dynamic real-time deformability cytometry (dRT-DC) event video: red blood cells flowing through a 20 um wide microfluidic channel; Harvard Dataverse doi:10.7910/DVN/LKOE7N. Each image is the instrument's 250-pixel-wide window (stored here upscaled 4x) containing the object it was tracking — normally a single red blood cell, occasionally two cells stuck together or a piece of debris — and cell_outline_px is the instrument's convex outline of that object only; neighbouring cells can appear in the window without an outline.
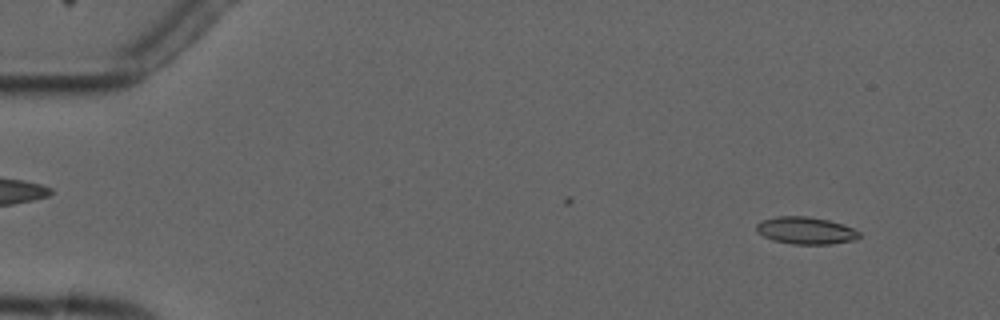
{"species": "common noctule bat (a hibernating species)", "species_latin": "Nyctalus noctula", "temperature_condition": "cold", "stored_images_in_passage": 5, "camera_frame_rate_fps": 3000, "um_per_image_px": 0.085, "animal": {"sex": "male", "forearm_length_mm": 52.5}, "frame": {"image": 1, "passage_image": 1, "time_ms": 0.0, "image_size_px": [1000, 320], "cell_outline_px": [[860, 236], [856, 240], [832, 244], [792, 244], [772, 240], [756, 232], [756, 224], [760, 220], [776, 216], [808, 216], [828, 220], [844, 224], [860, 232]], "centroid_in_image_um": [68.48, 19.59], "position_along_channel_um": 16.5, "area_um2": 16.53}}
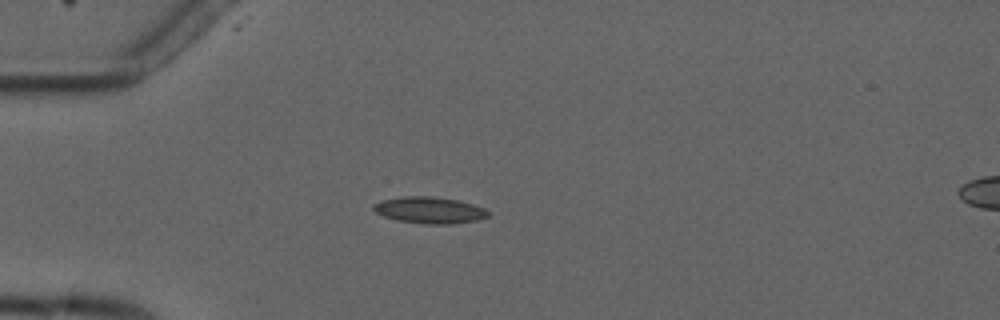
{"frame": {"image": 2, "passage_image": 3, "time_ms": 3.333, "image_size_px": [1000, 320], "cell_outline_px": [[488, 216], [476, 220], [452, 224], [428, 224], [396, 220], [384, 216], [376, 212], [372, 208], [372, 204], [384, 200], [404, 196], [432, 196], [460, 200], [484, 208], [488, 212]], "centroid_in_image_um": [36.5, 17.86], "position_along_channel_um": 48.5, "area_um2": 17.63}}
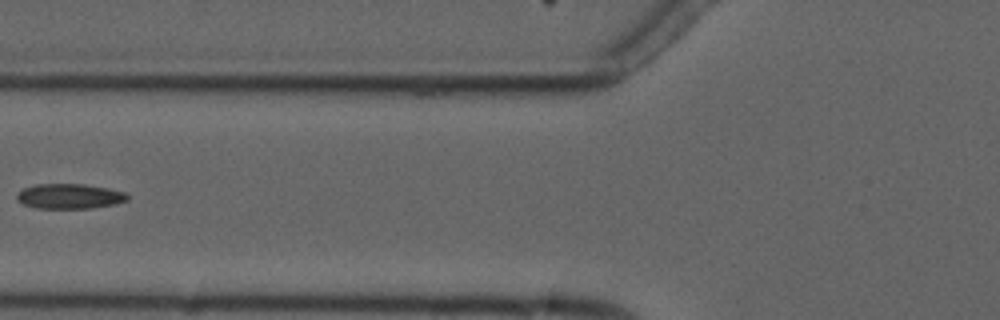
{"frame": {"image": 3, "passage_image": 5, "time_ms": 5.667, "image_size_px": [1000, 320], "cell_outline_px": [[128, 200], [116, 204], [92, 208], [36, 208], [24, 204], [16, 200], [16, 196], [24, 188], [36, 184], [84, 184], [108, 188], [124, 192], [128, 196]], "centroid_in_image_um": [5.92, 16.68], "position_along_channel_um": 119.9, "area_um2": 16.07}}